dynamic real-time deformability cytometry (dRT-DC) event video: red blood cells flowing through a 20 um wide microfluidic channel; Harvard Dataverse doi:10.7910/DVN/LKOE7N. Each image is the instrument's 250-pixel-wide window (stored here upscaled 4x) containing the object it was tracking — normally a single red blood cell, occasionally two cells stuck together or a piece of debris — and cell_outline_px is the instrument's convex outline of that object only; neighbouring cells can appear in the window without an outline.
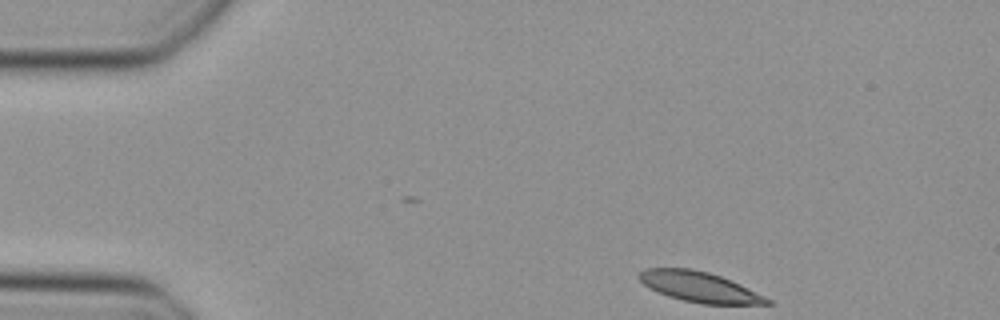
{"species": "Egyptian fruit bat (a non-hibernating species)", "species_latin": "Rousettus aegyptiacus", "temperature_condition": "cold", "stored_images_in_passage": 42, "camera_frame_rate_fps": 3000, "um_per_image_px": 0.085, "animal": {"sex": "female"}, "frame": {"image": 1, "passage_image": 1, "time_ms": 0.0, "image_size_px": [1000, 320], "cell_outline_px": [[776, 304], [700, 304], [668, 296], [644, 284], [636, 276], [640, 272], [648, 268], [692, 268], [708, 272], [720, 276], [740, 284], [772, 300]], "centroid_in_image_um": [59.48, 24.39], "position_along_channel_um": 25.5, "area_um2": 22.37}}
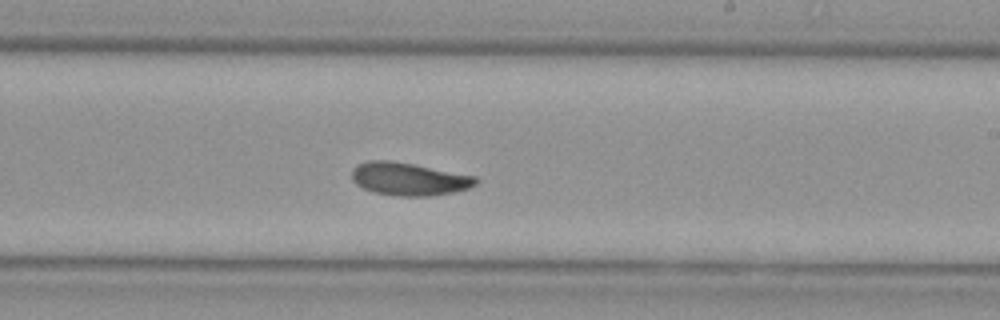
{"frame": {"image": 2, "passage_image": 23, "time_ms": 7.333, "image_size_px": [1000, 320], "cell_outline_px": [[480, 180], [476, 184], [468, 188], [452, 192], [428, 196], [400, 196], [372, 192], [356, 184], [352, 180], [352, 168], [356, 164], [368, 160], [392, 160], [476, 176]], "centroid_in_image_um": [34.73, 15.2], "position_along_channel_um": 254.3, "area_um2": 23.81}}
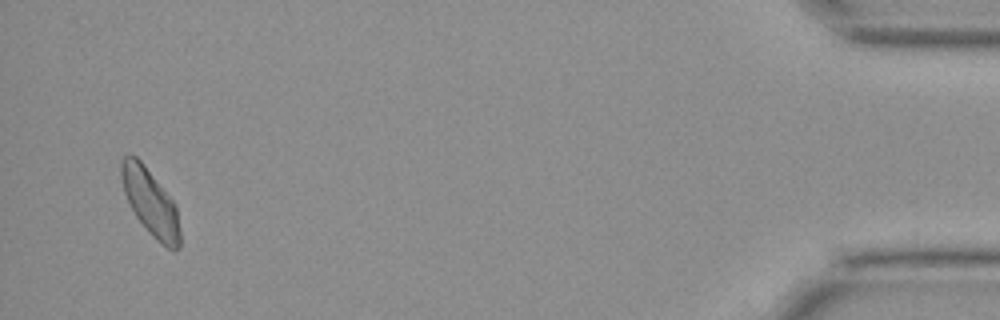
{"frame": {"image": 3, "passage_image": 41, "time_ms": 13.333, "image_size_px": [1000, 320], "cell_outline_px": [[180, 248], [176, 252], [172, 252], [156, 240], [148, 232], [136, 216], [124, 192], [120, 176], [120, 160], [128, 152], [136, 156], [144, 164], [176, 204], [180, 228]], "centroid_in_image_um": [12.79, 17.2], "position_along_channel_um": 422.4, "area_um2": 23.06}}